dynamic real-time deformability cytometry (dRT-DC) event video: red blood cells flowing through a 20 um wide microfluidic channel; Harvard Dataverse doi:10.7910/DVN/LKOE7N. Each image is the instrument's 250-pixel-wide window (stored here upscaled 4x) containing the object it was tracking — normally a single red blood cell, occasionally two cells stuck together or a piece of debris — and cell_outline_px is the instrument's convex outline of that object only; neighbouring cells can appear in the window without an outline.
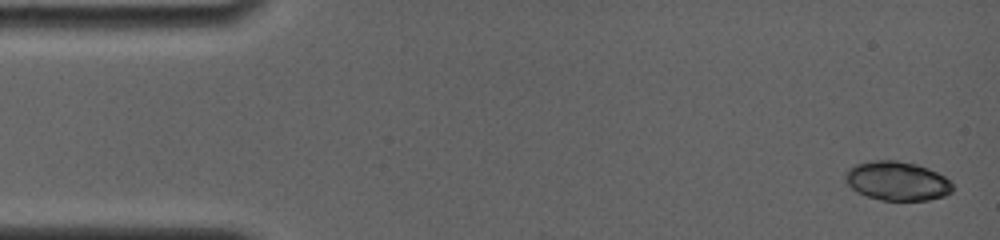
{"species": "common noctule bat (a hibernating species)", "species_latin": "Nyctalus noctula", "temperature_condition": "room temperature", "stored_images_in_passage": 13, "camera_frame_rate_fps": 4000, "um_per_image_px": 0.085, "animal": {"sex": "female", "body_mass_g": 19.0, "forearm_length_mm": 56.7}, "frame": {"image": 1, "passage_image": 1, "time_ms": 0.0, "image_size_px": [1000, 240], "cell_outline_px": [[952, 192], [944, 196], [928, 200], [880, 200], [868, 196], [852, 188], [844, 180], [844, 172], [848, 168], [856, 164], [872, 160], [896, 160], [916, 164], [928, 168], [944, 176], [952, 184]], "centroid_in_image_um": [76.23, 15.37], "position_along_channel_um": 8.8, "area_um2": 24.39}}